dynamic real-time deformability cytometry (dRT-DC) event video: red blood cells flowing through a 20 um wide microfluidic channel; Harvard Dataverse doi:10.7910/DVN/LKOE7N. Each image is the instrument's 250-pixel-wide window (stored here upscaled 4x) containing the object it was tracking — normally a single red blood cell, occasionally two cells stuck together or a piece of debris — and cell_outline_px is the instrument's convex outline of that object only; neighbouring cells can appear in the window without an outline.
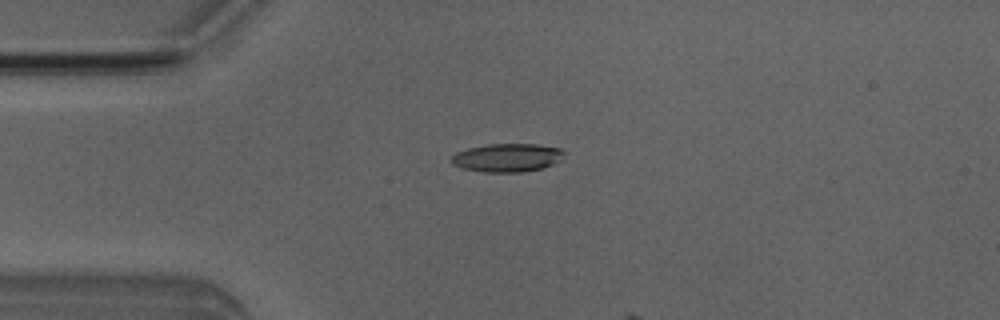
{"species": "Egyptian fruit bat (a non-hibernating species)", "species_latin": "Rousettus aegyptiacus", "temperature_condition": "room temperature", "stored_images_in_passage": 4, "camera_frame_rate_fps": 3000, "um_per_image_px": 0.085, "animal": {"sex": "male"}, "frame": {"image": 1, "passage_image": 3, "time_ms": 2.0, "image_size_px": [1000, 320], "cell_outline_px": [[564, 152], [560, 160], [552, 164], [540, 168], [520, 172], [484, 172], [460, 168], [452, 164], [452, 156], [456, 152], [468, 148], [488, 144], [536, 144], [560, 148]], "centroid_in_image_um": [43.07, 13.4], "position_along_channel_um": 41.9, "area_um2": 18.5}}